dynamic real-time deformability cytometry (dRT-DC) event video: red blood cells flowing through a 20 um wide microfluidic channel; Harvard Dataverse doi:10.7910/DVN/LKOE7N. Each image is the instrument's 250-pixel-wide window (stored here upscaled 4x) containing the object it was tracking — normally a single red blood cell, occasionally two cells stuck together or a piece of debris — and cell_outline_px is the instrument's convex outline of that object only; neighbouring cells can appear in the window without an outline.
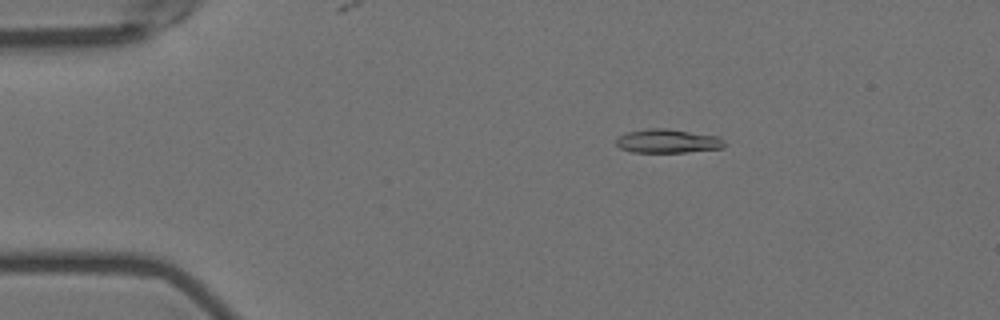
{"species": "Egyptian fruit bat (a non-hibernating species)", "species_latin": "Rousettus aegyptiacus", "temperature_condition": "room temperature", "stored_images_in_passage": 56, "camera_frame_rate_fps": 3000, "um_per_image_px": 0.085, "animal": {"sex": "female"}, "frame": {"image": 1, "passage_image": 10, "time_ms": 3.0, "image_size_px": [1000, 320], "cell_outline_px": [[724, 148], [684, 152], [632, 152], [620, 148], [616, 144], [616, 136], [628, 132], [648, 128], [668, 128], [716, 136], [724, 140]], "centroid_in_image_um": [56.71, 11.99], "position_along_channel_um": 28.3, "area_um2": 15.03}}
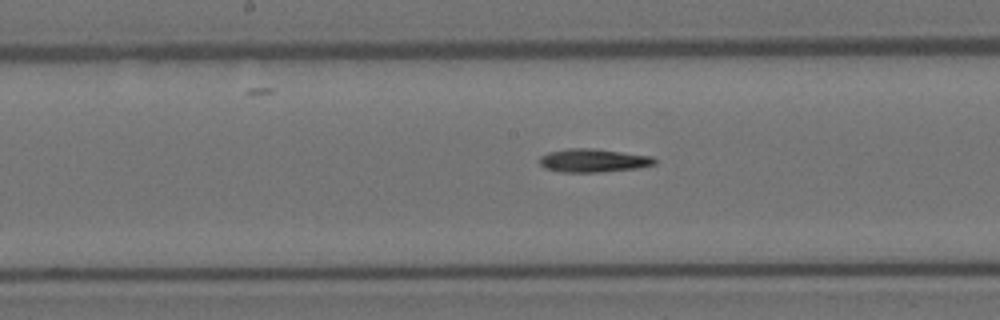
{"frame": {"image": 2, "passage_image": 29, "time_ms": 9.333, "image_size_px": [1000, 320], "cell_outline_px": [[656, 164], [636, 168], [600, 172], [560, 172], [544, 168], [540, 164], [540, 156], [548, 152], [568, 148], [592, 148], [652, 156], [656, 160]], "centroid_in_image_um": [50.4, 13.64], "position_along_channel_um": 197.8, "area_um2": 15.66}}
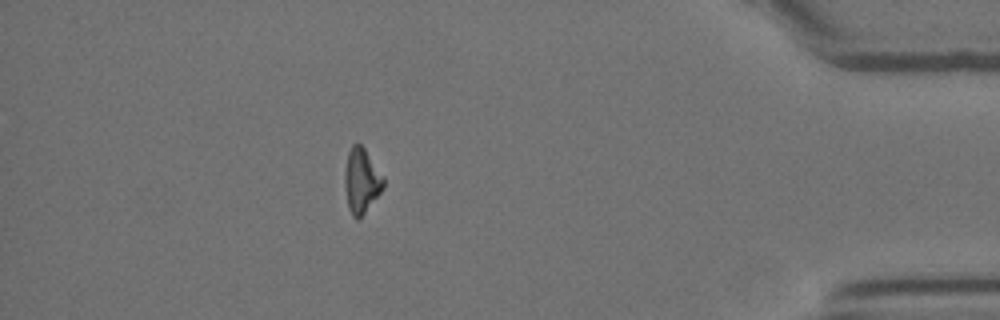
{"frame": {"image": 3, "passage_image": 50, "time_ms": 16.333, "image_size_px": [1000, 320], "cell_outline_px": [[384, 188], [364, 212], [356, 220], [352, 216], [348, 208], [344, 184], [344, 172], [348, 152], [352, 144], [360, 144], [364, 148], [384, 176]], "centroid_in_image_um": [30.71, 15.35], "position_along_channel_um": 404.5, "area_um2": 14.57}}